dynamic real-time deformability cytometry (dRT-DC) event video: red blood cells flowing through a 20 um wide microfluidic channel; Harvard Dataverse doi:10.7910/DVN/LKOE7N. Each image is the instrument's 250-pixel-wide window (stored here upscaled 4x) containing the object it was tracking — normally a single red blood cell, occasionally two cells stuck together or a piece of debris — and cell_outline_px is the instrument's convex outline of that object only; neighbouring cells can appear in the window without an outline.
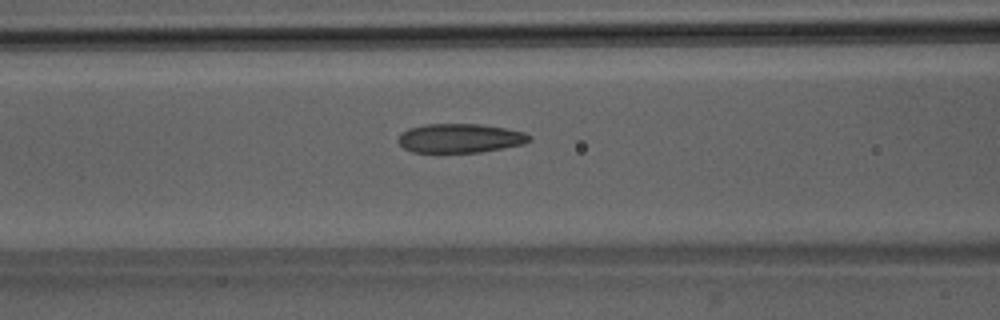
{"species": "Egyptian fruit bat (a non-hibernating species)", "species_latin": "Rousettus aegyptiacus", "temperature_condition": "room temperature", "stored_images_in_passage": 51, "camera_frame_rate_fps": 3000, "um_per_image_px": 0.085, "animal": {"sex": "male"}, "frame": {"image": 1, "passage_image": 21, "time_ms": 6.667, "image_size_px": [1000, 320], "cell_outline_px": [[532, 140], [524, 144], [480, 152], [412, 152], [404, 148], [396, 140], [400, 132], [408, 128], [424, 124], [480, 124], [504, 128], [524, 132], [532, 136]], "centroid_in_image_um": [39.08, 11.74], "position_along_channel_um": 127.5, "area_um2": 22.37}}
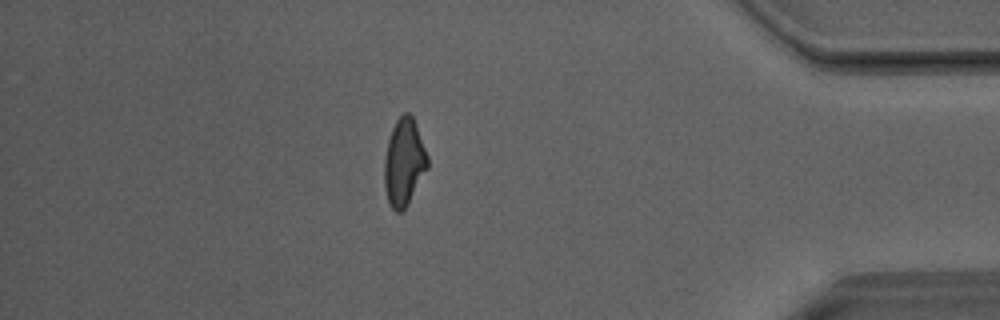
{"frame": {"image": 2, "passage_image": 44, "time_ms": 14.333, "image_size_px": [1000, 320], "cell_outline_px": [[428, 168], [408, 204], [400, 212], [396, 212], [392, 208], [388, 200], [384, 184], [384, 160], [388, 140], [392, 128], [396, 120], [404, 112], [408, 112], [412, 116], [416, 124], [428, 156]], "centroid_in_image_um": [34.34, 13.78], "position_along_channel_um": 400.9, "area_um2": 21.91}}
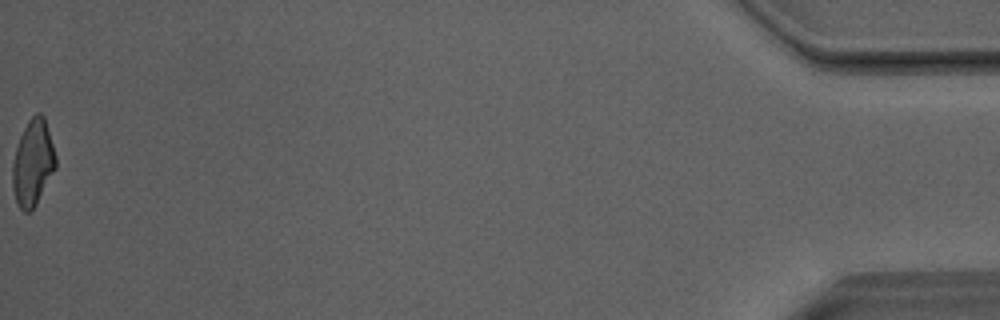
{"frame": {"image": 3, "passage_image": 51, "time_ms": 16.667, "image_size_px": [1000, 320], "cell_outline_px": [[56, 168], [36, 204], [28, 212], [24, 212], [16, 204], [12, 188], [12, 164], [16, 148], [20, 136], [28, 120], [36, 112], [40, 112], [44, 116], [56, 156]], "centroid_in_image_um": [2.78, 13.84], "position_along_channel_um": 432.4, "area_um2": 21.68}, "authors_computed_cell_mechanics": {"area_um2": 22.7732, "velocity_mm_per_s": 4.0642, "shape_relaxation_time_tau1_ms": 4.7284, "shape_relaxation_time_tau2_ms": 1.6246, "deformation_change_tau1": 0.1463, "deformation_change_tau2": 0.0983}}